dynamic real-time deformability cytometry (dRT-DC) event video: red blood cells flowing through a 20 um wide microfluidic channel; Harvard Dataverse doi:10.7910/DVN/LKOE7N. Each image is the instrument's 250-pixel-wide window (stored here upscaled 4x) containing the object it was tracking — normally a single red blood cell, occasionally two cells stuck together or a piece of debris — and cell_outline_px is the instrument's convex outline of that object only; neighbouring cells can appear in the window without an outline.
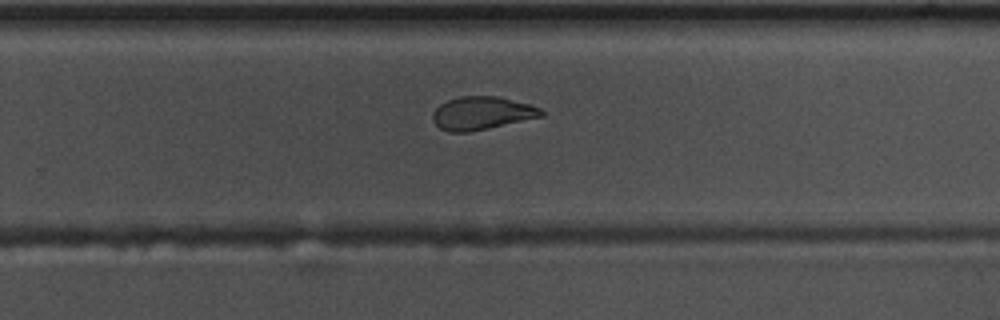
{"species": "common noctule bat (a hibernating species)", "species_latin": "Nyctalus noctula", "temperature_condition": "warm", "stored_images_in_passage": 47, "camera_frame_rate_fps": 3000, "um_per_image_px": 0.085, "animal": {"sex": "male", "body_mass_g": 17.5, "forearm_length_mm": 52.3}, "frame": {"image": 1, "passage_image": 28, "time_ms": 9.0, "image_size_px": [1000, 320], "cell_outline_px": [[544, 116], [488, 128], [468, 132], [448, 132], [440, 128], [432, 120], [432, 112], [440, 104], [448, 100], [460, 96], [496, 96], [528, 104], [540, 108], [544, 112]], "centroid_in_image_um": [40.93, 9.62], "position_along_channel_um": 288.9, "area_um2": 20.81}}
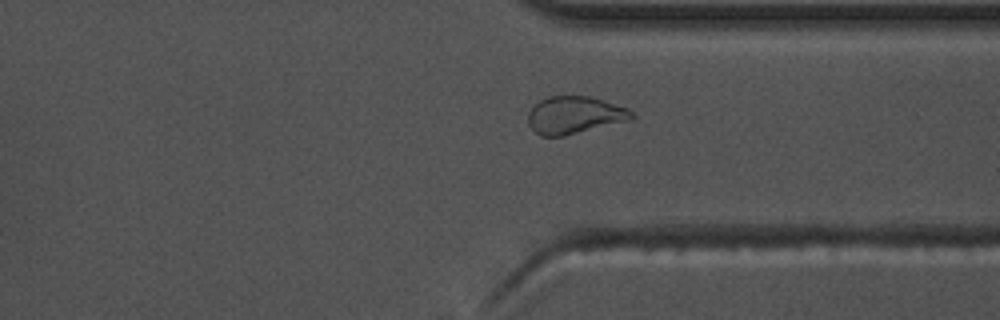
{"frame": {"image": 2, "passage_image": 34, "time_ms": 11.0, "image_size_px": [1000, 320], "cell_outline_px": [[636, 116], [632, 120], [564, 136], [540, 136], [528, 124], [528, 112], [540, 100], [548, 96], [588, 96], [628, 108]], "centroid_in_image_um": [48.85, 9.79], "position_along_channel_um": 362.5, "area_um2": 22.6}}
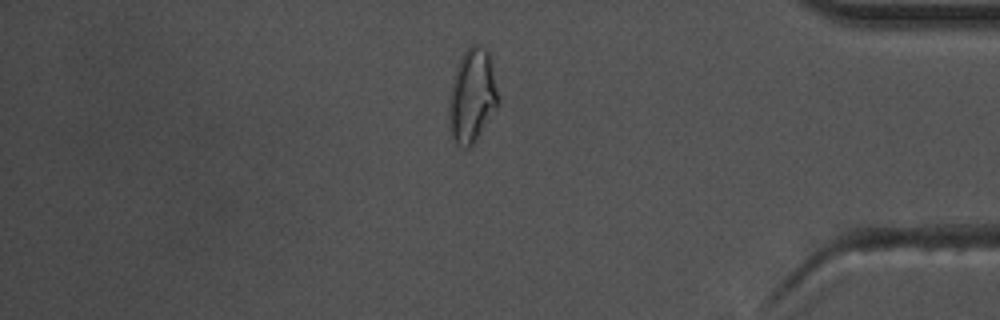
{"frame": {"image": 3, "passage_image": 39, "time_ms": 12.667, "image_size_px": [1000, 320], "cell_outline_px": [[496, 104], [472, 148], [464, 148], [456, 144], [452, 136], [448, 120], [448, 96], [456, 68], [464, 52], [472, 44], [476, 44], [484, 48], [488, 52], [492, 68], [496, 92]], "centroid_in_image_um": [40.06, 8.19], "position_along_channel_um": 395.1, "area_um2": 26.18}, "authors_computed_cell_mechanics": {"area_um2": 21.675, "velocity_mm_per_s": 3.676, "shape_relaxation_time_tau1_ms": 5.2796, "shape_relaxation_time_tau2_ms": 1.6038, "deformation_change_tau1": 0.2119, "deformation_change_tau2": 0.0921}}